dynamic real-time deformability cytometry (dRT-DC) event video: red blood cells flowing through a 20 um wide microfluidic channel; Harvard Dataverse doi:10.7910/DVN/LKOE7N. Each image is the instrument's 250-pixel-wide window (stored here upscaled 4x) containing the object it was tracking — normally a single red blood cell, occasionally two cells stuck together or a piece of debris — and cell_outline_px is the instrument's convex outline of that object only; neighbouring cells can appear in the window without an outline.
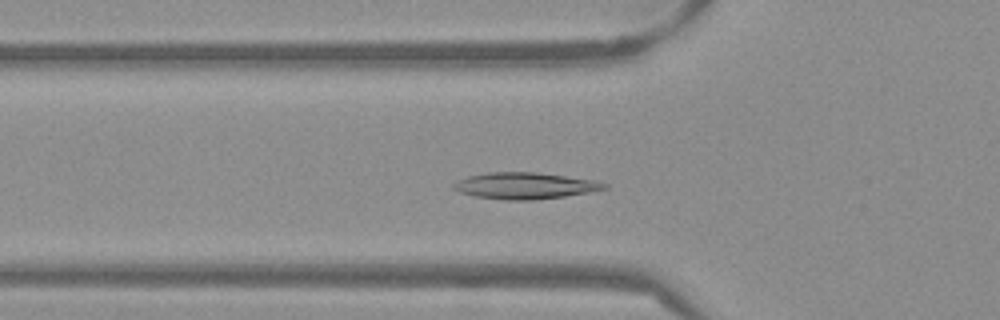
{"species": "Egyptian fruit bat (a non-hibernating species)", "species_latin": "Rousettus aegyptiacus", "temperature_condition": "warm", "stored_images_in_passage": 52, "camera_frame_rate_fps": 3000, "um_per_image_px": 0.085, "frame": {"image": 1, "passage_image": 17, "time_ms": 5.333, "image_size_px": [1000, 320], "cell_outline_px": [[608, 188], [592, 192], [564, 196], [532, 200], [504, 200], [476, 196], [460, 192], [452, 188], [452, 184], [456, 180], [468, 176], [488, 172], [536, 172], [596, 180], [608, 184]], "centroid_in_image_um": [44.63, 15.78], "position_along_channel_um": 81.2, "area_um2": 23.35}}
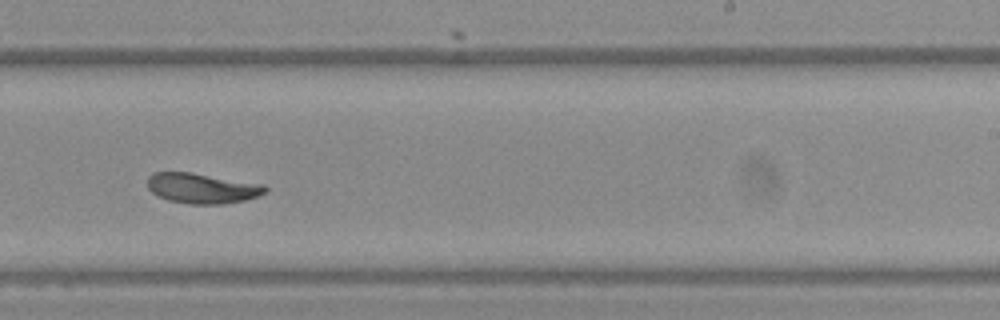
{"frame": {"image": 2, "passage_image": 32, "time_ms": 10.333, "image_size_px": [1000, 320], "cell_outline_px": [[268, 192], [244, 200], [224, 204], [188, 204], [168, 200], [152, 192], [148, 188], [148, 176], [152, 172], [192, 172], [264, 184], [268, 188]], "centroid_in_image_um": [17.19, 15.99], "position_along_channel_um": 271.8, "area_um2": 20.87}}
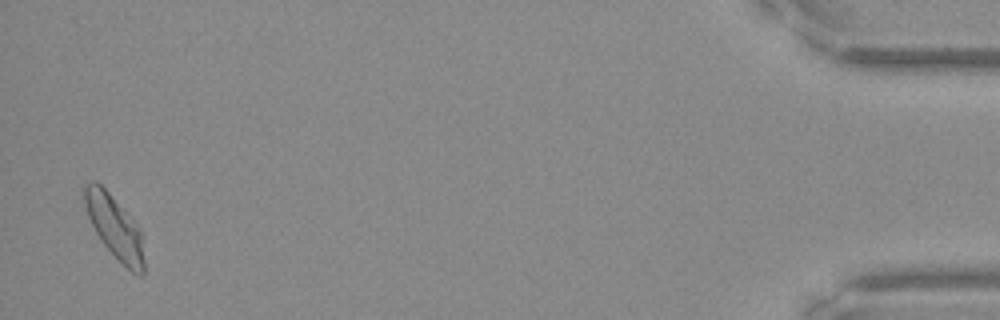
{"frame": {"image": 3, "passage_image": 51, "time_ms": 16.667, "image_size_px": [1000, 320], "cell_outline_px": [[144, 272], [140, 276], [132, 272], [100, 240], [88, 216], [84, 204], [84, 184], [92, 180], [96, 180], [108, 192], [140, 228], [144, 260]], "centroid_in_image_um": [9.73, 19.27], "position_along_channel_um": 425.5, "area_um2": 21.33}, "authors_computed_cell_mechanics": {"area_um2": 21.2993, "velocity_mm_per_s": 3.804, "shape_relaxation_time_tau1_ms": 5.0623, "shape_relaxation_time_tau2_ms": 2.8981, "deformation_change_tau1": 0.1351, "deformation_change_tau2": 0.0519}}